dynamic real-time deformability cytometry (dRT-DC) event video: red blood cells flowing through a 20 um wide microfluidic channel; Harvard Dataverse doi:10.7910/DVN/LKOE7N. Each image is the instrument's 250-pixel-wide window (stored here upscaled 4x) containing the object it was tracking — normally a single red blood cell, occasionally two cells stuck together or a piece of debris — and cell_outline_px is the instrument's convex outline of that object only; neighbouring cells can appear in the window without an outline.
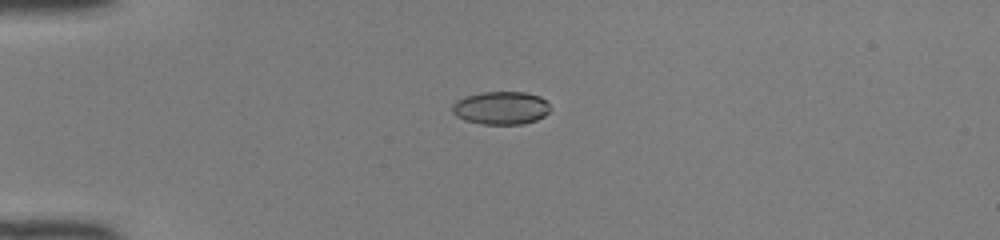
{"species": "common noctule bat (a hibernating species)", "species_latin": "Nyctalus noctula", "temperature_condition": "room temperature", "stored_images_in_passage": 40, "camera_frame_rate_fps": 3000, "um_per_image_px": 0.085, "animal": {"sex": "female", "body_mass_g": 22.0, "forearm_length_mm": 56.7}, "frame": {"image": 1, "passage_image": 4, "time_ms": 1.0, "image_size_px": [1000, 240], "cell_outline_px": [[552, 108], [544, 116], [536, 120], [520, 124], [480, 124], [464, 120], [456, 116], [452, 112], [452, 104], [456, 100], [464, 96], [480, 92], [524, 92], [540, 96]], "centroid_in_image_um": [42.55, 9.17], "position_along_channel_um": 42.4, "area_um2": 19.02}}
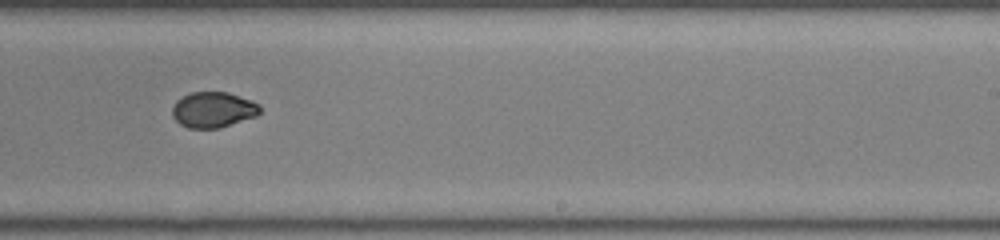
{"frame": {"image": 2, "passage_image": 23, "time_ms": 7.333, "image_size_px": [1000, 240], "cell_outline_px": [[260, 112], [256, 116], [220, 128], [188, 128], [180, 124], [172, 116], [172, 108], [176, 100], [192, 92], [228, 92], [252, 100], [260, 104]], "centroid_in_image_um": [18.13, 9.33], "position_along_channel_um": 270.9, "area_um2": 18.26}}
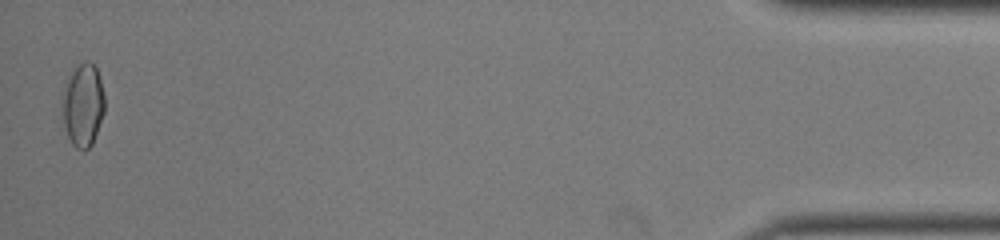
{"frame": {"image": 3, "passage_image": 40, "time_ms": 13.0, "image_size_px": [1000, 240], "cell_outline_px": [[104, 112], [92, 144], [84, 152], [76, 148], [72, 144], [68, 136], [64, 124], [64, 80], [84, 60], [88, 60], [96, 68], [100, 80], [104, 96]], "centroid_in_image_um": [7.07, 8.94], "position_along_channel_um": 428.1, "area_um2": 20.11}, "authors_computed_cell_mechanics": {"area_um2": 19.074, "velocity_mm_per_s": 4.1499, "shape_relaxation_time_tau1_ms": null, "shape_relaxation_time_tau2_ms": 1.1693, "deformation_change_tau1": null, "deformation_change_tau2": 0.031}}